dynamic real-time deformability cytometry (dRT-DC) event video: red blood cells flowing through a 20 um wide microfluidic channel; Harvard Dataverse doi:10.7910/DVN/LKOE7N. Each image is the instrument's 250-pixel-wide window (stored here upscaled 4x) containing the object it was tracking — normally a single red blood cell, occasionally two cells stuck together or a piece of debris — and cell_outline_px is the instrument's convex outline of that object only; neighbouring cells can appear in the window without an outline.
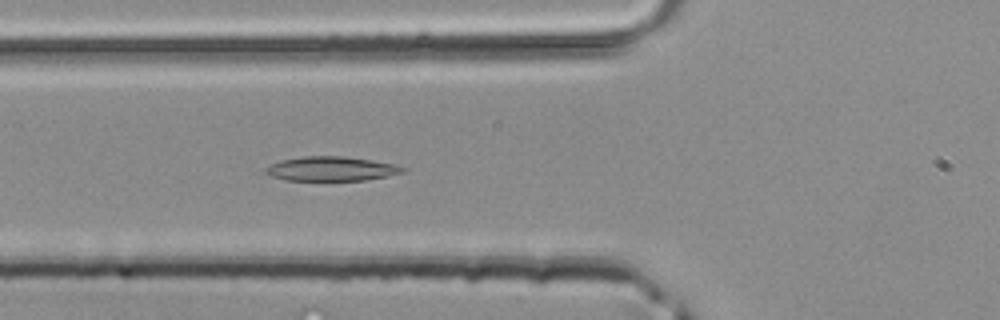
{"species": "common noctule bat (a hibernating species)", "species_latin": "Nyctalus noctula", "temperature_condition": "room temperature", "stored_images_in_passage": 42, "camera_frame_rate_fps": 3000, "um_per_image_px": 0.085, "animal": {"sex": "male", "body_mass_g": 20.4}, "frame": {"image": 1, "passage_image": 15, "time_ms": 4.667, "image_size_px": [1000, 320], "cell_outline_px": [[408, 168], [404, 172], [388, 176], [364, 180], [284, 180], [272, 176], [264, 172], [264, 168], [280, 160], [304, 156], [340, 156], [396, 164]], "centroid_in_image_um": [28.16, 14.35], "position_along_channel_um": 97.6, "area_um2": 19.36}}
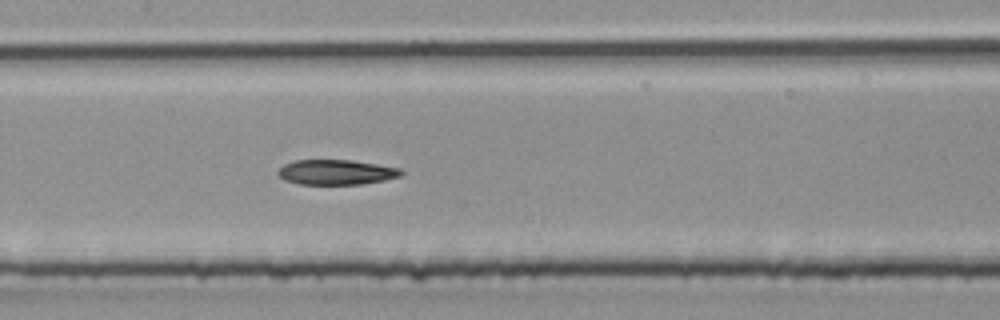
{"frame": {"image": 2, "passage_image": 20, "time_ms": 6.333, "image_size_px": [1000, 320], "cell_outline_px": [[404, 172], [400, 176], [384, 180], [360, 184], [296, 184], [284, 180], [276, 172], [284, 164], [296, 160], [352, 160], [400, 168]], "centroid_in_image_um": [28.56, 14.63], "position_along_channel_um": 178.8, "area_um2": 17.92}}
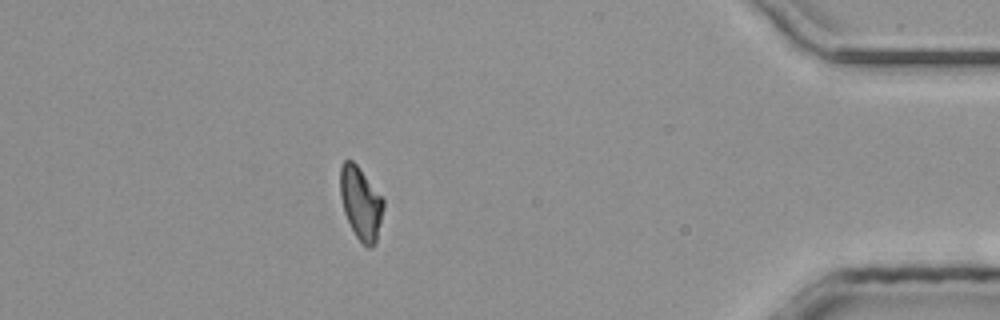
{"frame": {"image": 3, "passage_image": 37, "time_ms": 12.0, "image_size_px": [1000, 320], "cell_outline_px": [[384, 208], [376, 240], [372, 248], [368, 248], [356, 236], [344, 212], [340, 196], [340, 168], [344, 160], [352, 160], [356, 164], [384, 200]], "centroid_in_image_um": [30.66, 17.26], "position_along_channel_um": 404.5, "area_um2": 17.98}}